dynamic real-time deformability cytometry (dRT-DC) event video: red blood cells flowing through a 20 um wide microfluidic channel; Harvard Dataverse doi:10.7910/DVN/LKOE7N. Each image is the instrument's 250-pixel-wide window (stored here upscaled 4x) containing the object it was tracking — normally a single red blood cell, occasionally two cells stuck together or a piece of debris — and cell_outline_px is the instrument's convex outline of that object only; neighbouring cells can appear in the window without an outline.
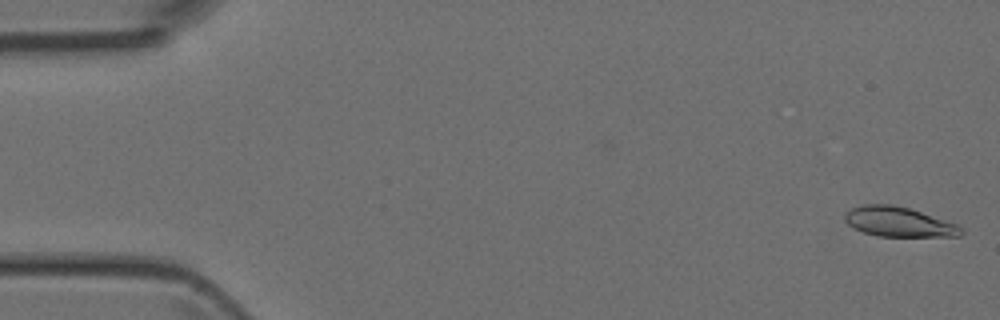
{"species": "Egyptian fruit bat (a non-hibernating species)", "species_latin": "Rousettus aegyptiacus", "temperature_condition": "room temperature", "stored_images_in_passage": 47, "camera_frame_rate_fps": 3000, "um_per_image_px": 0.085, "animal": {"sex": "female"}, "frame": {"image": 1, "passage_image": 1, "time_ms": 0.0, "image_size_px": [1000, 320], "cell_outline_px": [[964, 232], [960, 236], [876, 236], [864, 232], [848, 224], [844, 220], [844, 212], [852, 208], [864, 204], [892, 204], [908, 208], [960, 224], [964, 228]], "centroid_in_image_um": [76.43, 18.85], "position_along_channel_um": 8.6, "area_um2": 20.29}}
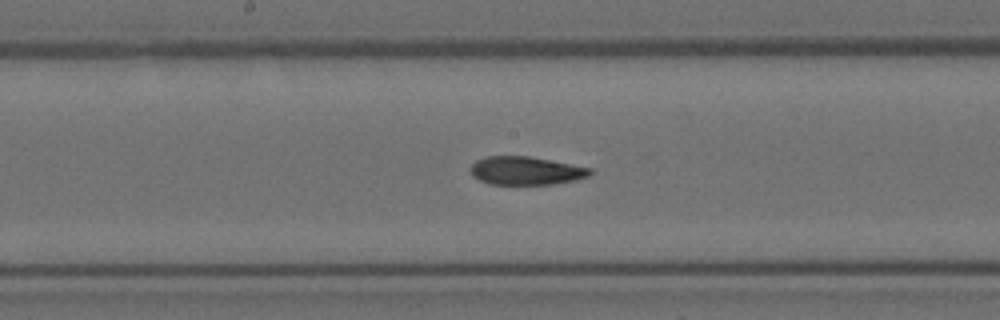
{"frame": {"image": 2, "passage_image": 24, "time_ms": 7.667, "image_size_px": [1000, 320], "cell_outline_px": [[592, 172], [588, 176], [576, 180], [552, 184], [488, 184], [472, 176], [472, 164], [476, 160], [484, 156], [528, 156], [592, 168]], "centroid_in_image_um": [44.69, 14.51], "position_along_channel_um": 203.5, "area_um2": 19.59}}
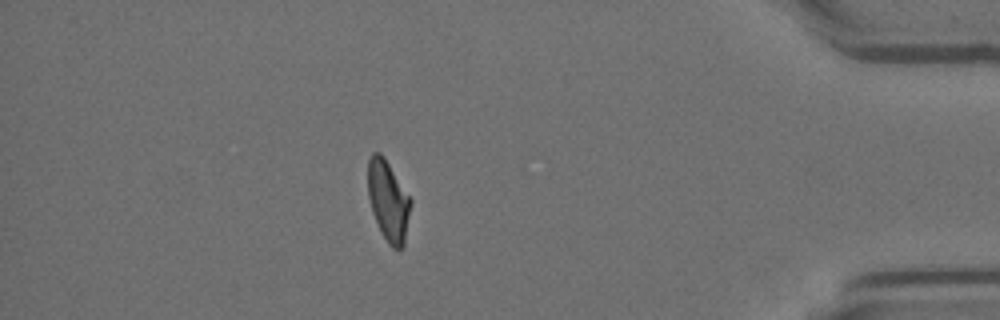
{"frame": {"image": 3, "passage_image": 41, "time_ms": 13.333, "image_size_px": [1000, 320], "cell_outline_px": [[412, 204], [404, 244], [400, 248], [392, 248], [388, 244], [380, 232], [372, 212], [368, 196], [368, 160], [372, 152], [380, 152], [384, 156], [412, 200]], "centroid_in_image_um": [33.0, 17.06], "position_along_channel_um": 402.2, "area_um2": 20.23}}